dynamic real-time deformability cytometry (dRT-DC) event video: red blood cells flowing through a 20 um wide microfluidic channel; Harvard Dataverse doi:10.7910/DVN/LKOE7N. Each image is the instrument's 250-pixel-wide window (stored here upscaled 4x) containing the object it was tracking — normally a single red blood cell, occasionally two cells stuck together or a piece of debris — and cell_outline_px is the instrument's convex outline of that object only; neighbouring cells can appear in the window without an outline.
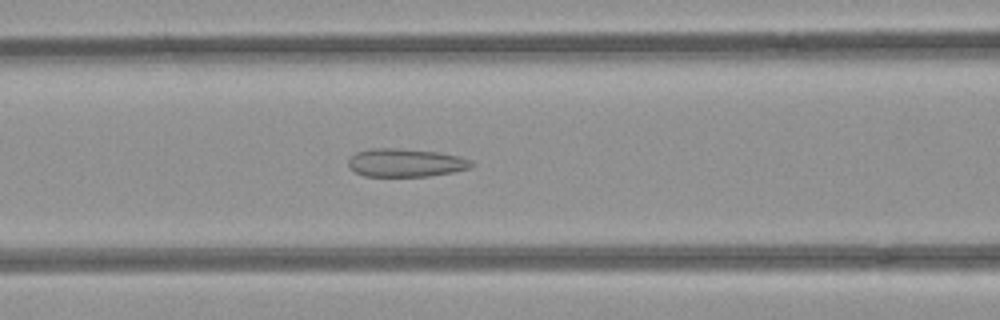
{"species": "common noctule bat (a hibernating species)", "species_latin": "Nyctalus noctula", "temperature_condition": "room temperature", "stored_images_in_passage": 51, "camera_frame_rate_fps": 3000, "um_per_image_px": 0.085, "animal": {"sex": "female", "body_mass_g": 21.9}, "frame": {"image": 1, "passage_image": 21, "time_ms": 6.667, "image_size_px": [1000, 320], "cell_outline_px": [[476, 164], [472, 168], [452, 172], [428, 176], [364, 176], [348, 168], [348, 160], [356, 152], [372, 148], [396, 148], [436, 152], [456, 156], [472, 160]], "centroid_in_image_um": [34.48, 13.84], "position_along_channel_um": 132.1, "area_um2": 20.23}}
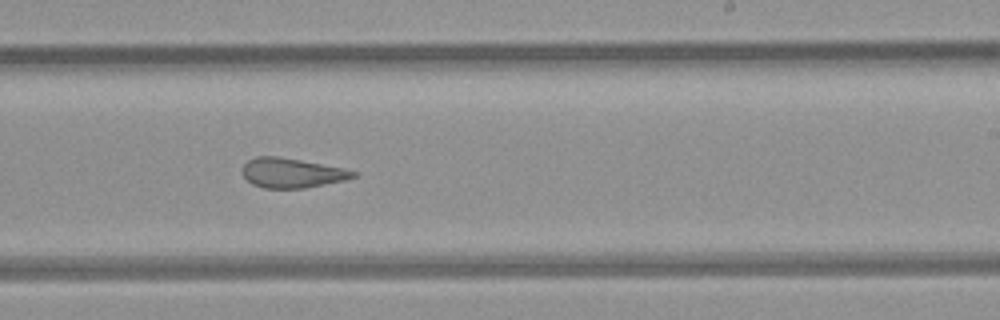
{"frame": {"image": 2, "passage_image": 31, "time_ms": 10.0, "image_size_px": [1000, 320], "cell_outline_px": [[356, 176], [344, 180], [304, 188], [264, 188], [252, 184], [244, 176], [244, 164], [248, 160], [256, 156], [276, 156], [300, 160], [344, 168], [356, 172]], "centroid_in_image_um": [24.8, 14.7], "position_along_channel_um": 264.2, "area_um2": 18.84}}
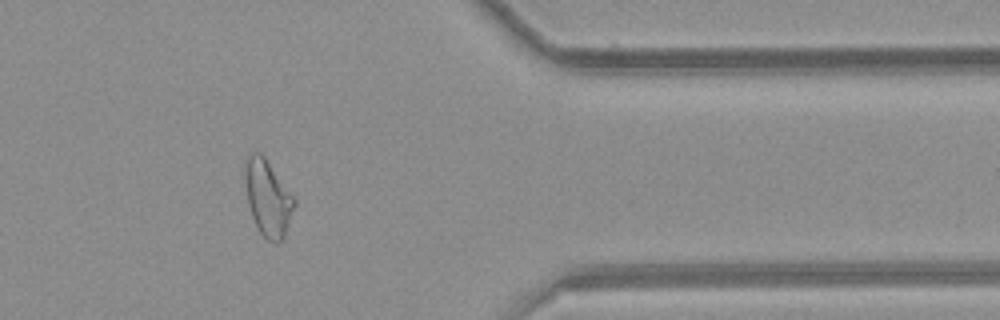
{"frame": {"image": 3, "passage_image": 42, "time_ms": 13.667, "image_size_px": [1000, 320], "cell_outline_px": [[296, 204], [284, 236], [276, 244], [268, 240], [260, 232], [252, 216], [248, 204], [244, 180], [244, 168], [248, 156], [252, 152], [260, 152], [264, 156], [296, 200]], "centroid_in_image_um": [22.75, 16.82], "position_along_channel_um": 388.6, "area_um2": 21.62}, "authors_computed_cell_mechanics": {"area_um2": 22.4264, "velocity_mm_per_s": 3.9682, "shape_relaxation_time_tau1_ms": null, "shape_relaxation_time_tau2_ms": 2.0853, "deformation_change_tau1": null, "deformation_change_tau2": 0.1075}}